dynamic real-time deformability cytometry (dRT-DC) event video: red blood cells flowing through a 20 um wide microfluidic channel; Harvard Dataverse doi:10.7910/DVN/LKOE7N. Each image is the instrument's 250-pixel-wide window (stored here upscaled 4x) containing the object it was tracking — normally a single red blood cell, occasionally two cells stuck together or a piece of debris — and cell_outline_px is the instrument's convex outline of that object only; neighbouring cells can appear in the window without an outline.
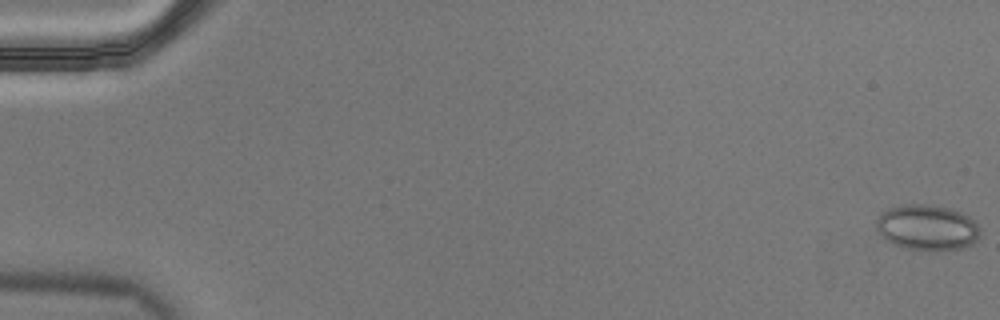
{"species": "Egyptian fruit bat (a non-hibernating species)", "species_latin": "Rousettus aegyptiacus", "temperature_condition": "cold", "stored_images_in_passage": 58, "camera_frame_rate_fps": 3000, "um_per_image_px": 0.085, "animal": {"sex": "male"}, "frame": {"image": 1, "passage_image": 1, "time_ms": 0.0, "image_size_px": [1000, 320], "cell_outline_px": [[980, 236], [972, 244], [964, 248], [932, 252], [908, 248], [892, 244], [884, 240], [880, 236], [876, 228], [876, 216], [880, 212], [888, 208], [908, 204], [924, 204], [948, 208], [960, 212], [976, 220], [980, 232]], "centroid_in_image_um": [78.79, 19.36], "position_along_channel_um": 6.2, "area_um2": 28.15}}
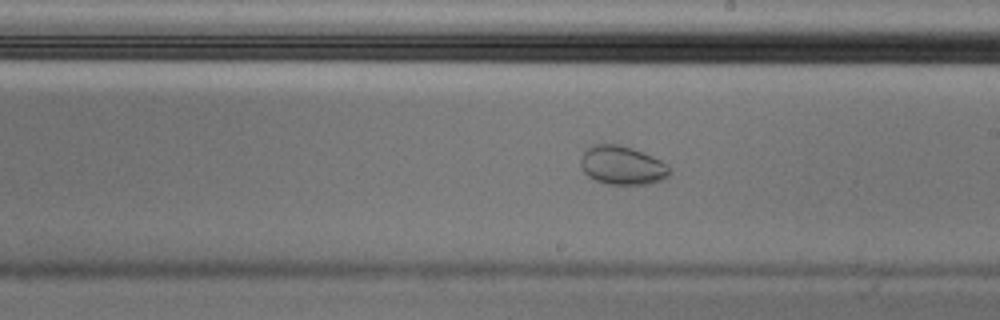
{"frame": {"image": 2, "passage_image": 34, "time_ms": 11.0, "image_size_px": [1000, 320], "cell_outline_px": [[668, 176], [660, 180], [648, 184], [608, 184], [596, 180], [588, 176], [584, 172], [580, 164], [580, 156], [592, 144], [616, 144], [632, 148], [652, 156], [668, 164]], "centroid_in_image_um": [52.85, 14.05], "position_along_channel_um": 236.1, "area_um2": 19.88}}